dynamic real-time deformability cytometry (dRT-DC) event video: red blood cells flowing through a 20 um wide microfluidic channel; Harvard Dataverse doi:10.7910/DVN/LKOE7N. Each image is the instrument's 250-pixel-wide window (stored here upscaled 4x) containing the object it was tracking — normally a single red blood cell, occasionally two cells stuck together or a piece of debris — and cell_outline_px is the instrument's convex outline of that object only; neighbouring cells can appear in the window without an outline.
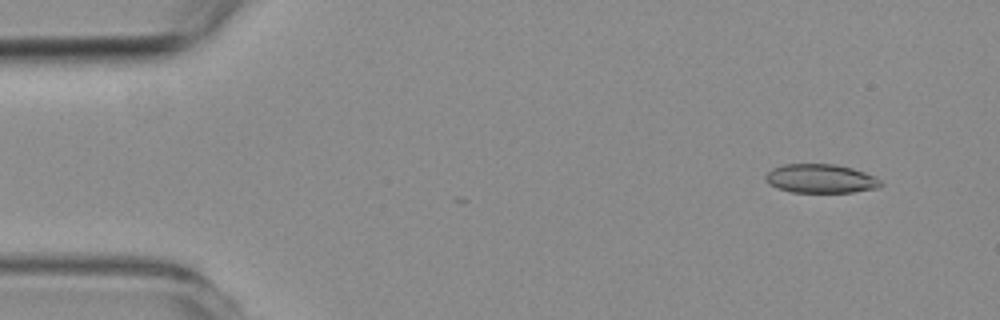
{"species": "common noctule bat (a hibernating species)", "species_latin": "Nyctalus noctula", "temperature_condition": "room temperature", "stored_images_in_passage": 4, "camera_frame_rate_fps": 3000, "um_per_image_px": 0.085, "animal": {"sex": "female", "body_mass_g": 19.3, "forearm_length_mm": 54.1}, "frame": {"image": 1, "passage_image": 1, "time_ms": 0.0, "image_size_px": [1000, 320], "cell_outline_px": [[884, 184], [880, 188], [852, 192], [792, 192], [776, 188], [768, 184], [764, 176], [772, 168], [784, 164], [836, 164], [852, 168], [864, 172], [880, 180]], "centroid_in_image_um": [69.75, 15.18], "position_along_channel_um": 15.3, "area_um2": 19.48}}
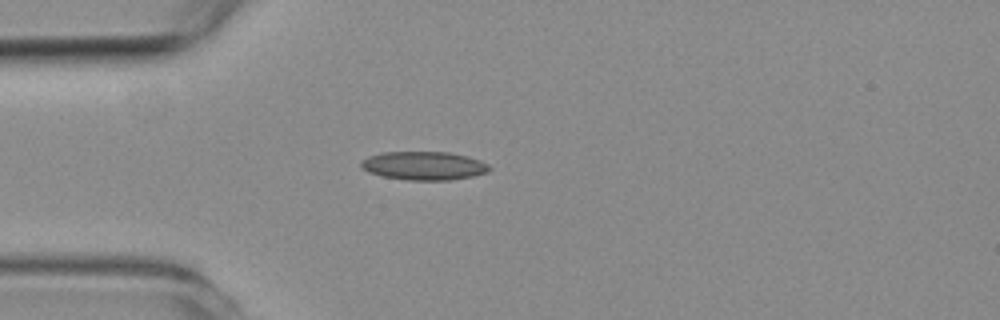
{"frame": {"image": 2, "passage_image": 4, "time_ms": 3.333, "image_size_px": [1000, 320], "cell_outline_px": [[492, 168], [488, 172], [472, 176], [448, 180], [408, 180], [380, 176], [368, 172], [360, 168], [360, 160], [368, 156], [380, 152], [448, 152], [468, 156], [480, 160], [488, 164]], "centroid_in_image_um": [35.99, 14.08], "position_along_channel_um": 49.0, "area_um2": 21.56}}